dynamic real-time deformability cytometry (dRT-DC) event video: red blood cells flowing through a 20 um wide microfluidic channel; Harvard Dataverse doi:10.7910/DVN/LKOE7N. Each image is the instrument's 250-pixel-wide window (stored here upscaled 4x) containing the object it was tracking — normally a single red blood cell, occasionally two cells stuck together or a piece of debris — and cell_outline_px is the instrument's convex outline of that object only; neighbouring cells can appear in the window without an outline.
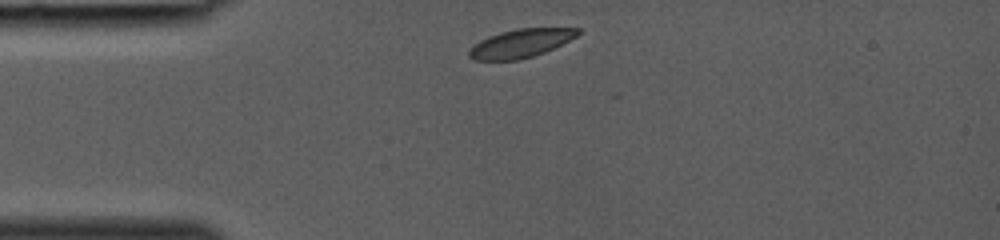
{"species": "common noctule bat (a hibernating species)", "species_latin": "Nyctalus noctula", "temperature_condition": "room temperature", "stored_images_in_passage": 3, "camera_frame_rate_fps": 3000, "um_per_image_px": 0.085, "animal": {"sex": "female", "body_mass_g": 19.0, "forearm_length_mm": 53.3}, "frame": {"image": 1, "passage_image": 1, "time_ms": 0.0, "image_size_px": [1000, 240], "cell_outline_px": [[580, 32], [576, 36], [544, 52], [520, 60], [476, 60], [468, 56], [468, 48], [472, 44], [488, 36], [500, 32], [516, 28], [580, 28]], "centroid_in_image_um": [44.18, 3.68], "position_along_channel_um": 40.8, "area_um2": 17.98}}